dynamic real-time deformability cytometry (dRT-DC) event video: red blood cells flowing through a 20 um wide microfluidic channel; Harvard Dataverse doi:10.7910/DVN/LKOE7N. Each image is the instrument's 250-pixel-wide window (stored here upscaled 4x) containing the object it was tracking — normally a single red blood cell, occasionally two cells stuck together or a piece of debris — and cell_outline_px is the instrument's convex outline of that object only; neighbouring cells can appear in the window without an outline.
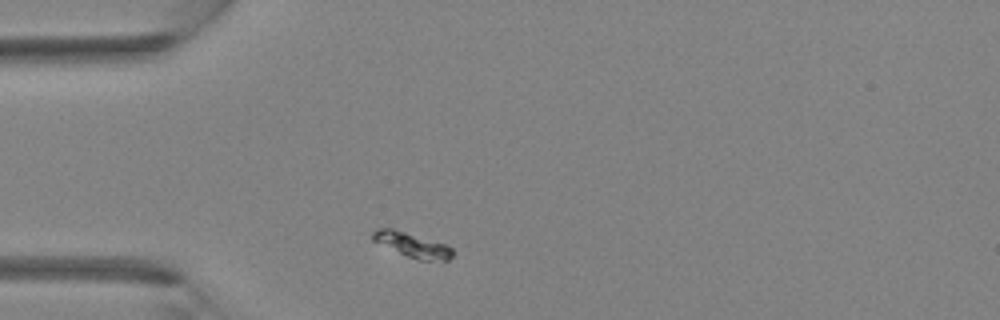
{"species": "Egyptian fruit bat (a non-hibernating species)", "species_latin": "Rousettus aegyptiacus", "temperature_condition": "room temperature", "stored_images_in_passage": 1, "camera_frame_rate_fps": 3000, "um_per_image_px": 0.085, "animal": {"sex": "female"}, "frame": {"image": 1, "passage_image": 1, "time_ms": 0.0, "image_size_px": [1000, 320], "cell_outline_px": [[452, 256], [448, 260], [416, 260], [372, 240], [372, 232], [376, 228], [392, 228], [448, 244], [452, 248]], "centroid_in_image_um": [35.05, 20.8], "position_along_channel_um": 49.9, "area_um2": 11.44}}